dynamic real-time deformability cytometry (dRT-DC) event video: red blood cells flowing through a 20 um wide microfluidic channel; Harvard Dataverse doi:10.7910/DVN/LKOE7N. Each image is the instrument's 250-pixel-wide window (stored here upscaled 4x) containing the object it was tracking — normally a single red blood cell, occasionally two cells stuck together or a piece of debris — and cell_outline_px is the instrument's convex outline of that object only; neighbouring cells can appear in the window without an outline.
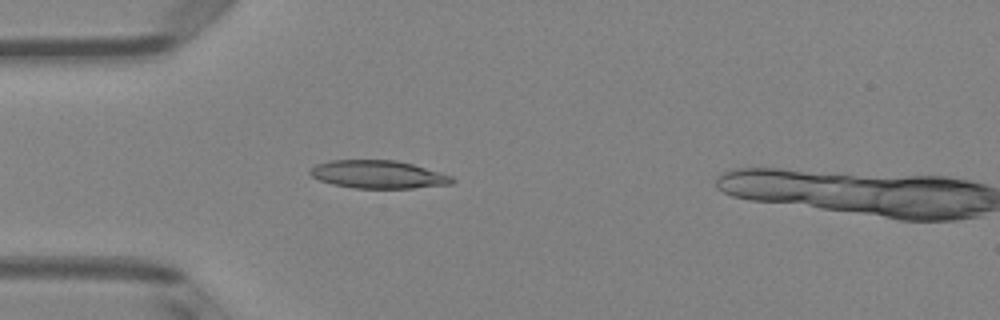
{"species": "Egyptian fruit bat (a non-hibernating species)", "species_latin": "Rousettus aegyptiacus", "temperature_condition": "room temperature", "stored_images_in_passage": 46, "camera_frame_rate_fps": 3000, "um_per_image_px": 0.085, "animal": {"sex": "female"}, "frame": {"image": 1, "passage_image": 13, "time_ms": 4.0, "image_size_px": [1000, 320], "cell_outline_px": [[456, 180], [452, 184], [412, 188], [356, 188], [332, 184], [320, 180], [312, 176], [308, 172], [316, 164], [328, 160], [396, 160], [412, 164], [452, 176]], "centroid_in_image_um": [32.14, 14.82], "position_along_channel_um": 52.9, "area_um2": 23.06}}
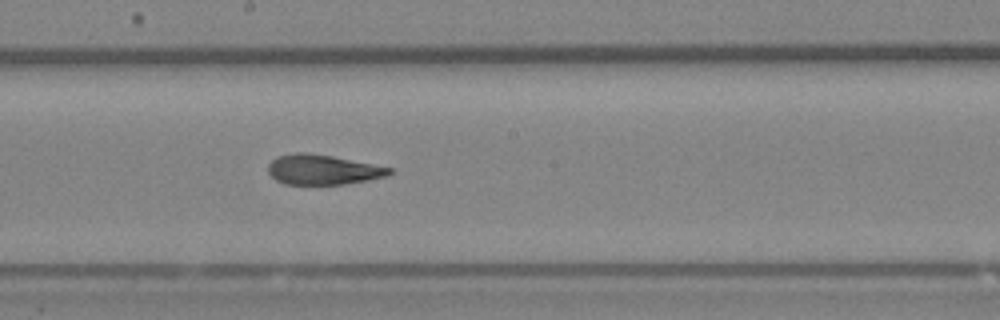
{"frame": {"image": 2, "passage_image": 26, "time_ms": 8.333, "image_size_px": [1000, 320], "cell_outline_px": [[392, 172], [388, 176], [368, 180], [344, 184], [284, 184], [276, 180], [268, 172], [268, 164], [276, 156], [296, 152], [308, 152], [332, 156], [392, 168]], "centroid_in_image_um": [27.41, 14.41], "position_along_channel_um": 220.8, "area_um2": 21.15}}
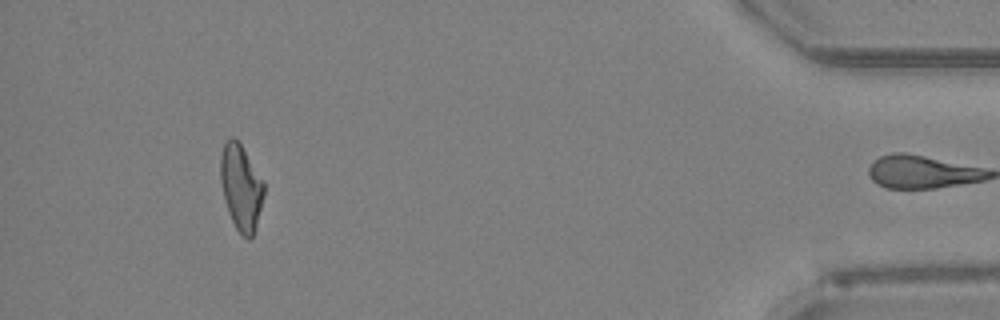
{"frame": {"image": 3, "passage_image": 45, "time_ms": 14.667, "image_size_px": [1000, 320], "cell_outline_px": [[264, 196], [256, 228], [252, 236], [248, 240], [236, 228], [228, 212], [224, 200], [220, 180], [220, 156], [224, 144], [232, 136], [240, 144], [264, 180]], "centroid_in_image_um": [20.49, 15.94], "position_along_channel_um": 414.7, "area_um2": 21.68}, "authors_computed_cell_mechanics": {"area_um2": 22.3686, "velocity_mm_per_s": 4.0729, "shape_relaxation_time_tau1_ms": 5.254, "shape_relaxation_time_tau2_ms": 2.0363, "deformation_change_tau1": 0.1636, "deformation_change_tau2": 0.0897}}